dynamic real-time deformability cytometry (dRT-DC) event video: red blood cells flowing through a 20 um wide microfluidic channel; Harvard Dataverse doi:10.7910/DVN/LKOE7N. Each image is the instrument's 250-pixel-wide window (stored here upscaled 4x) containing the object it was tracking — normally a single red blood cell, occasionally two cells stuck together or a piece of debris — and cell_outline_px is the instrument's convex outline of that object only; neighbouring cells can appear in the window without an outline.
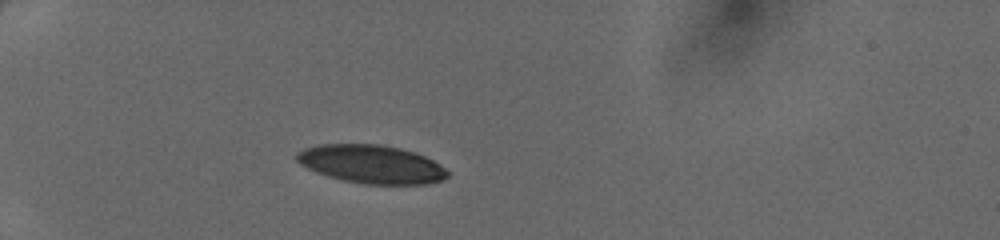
{"species": "human", "species_latin": "Homo sapiens", "temperature_condition": "cold", "stored_images_in_passage": 29, "camera_frame_rate_fps": 3000, "um_per_image_px": 0.085, "donor": {"sex": "female"}, "frame": {"image": 1, "passage_image": 1, "time_ms": 0.0, "image_size_px": [1000, 240], "cell_outline_px": [[448, 176], [444, 180], [428, 184], [364, 184], [344, 180], [328, 176], [316, 172], [300, 164], [296, 160], [296, 152], [304, 148], [320, 144], [380, 144], [400, 148], [416, 152], [440, 164], [448, 172]], "centroid_in_image_um": [31.57, 13.95], "position_along_channel_um": 53.4, "area_um2": 33.81}}
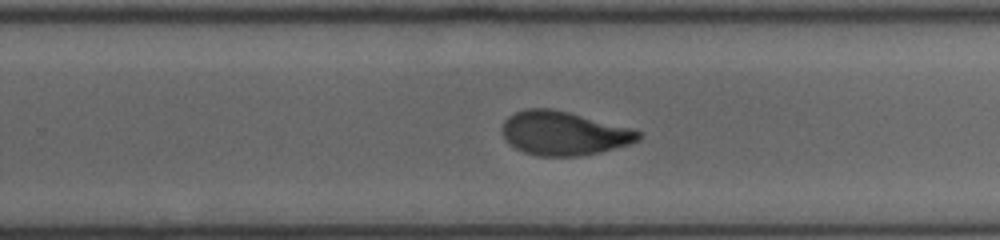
{"frame": {"image": 2, "passage_image": 16, "time_ms": 5.0, "image_size_px": [1000, 240], "cell_outline_px": [[644, 136], [640, 140], [632, 144], [600, 152], [580, 156], [536, 156], [524, 152], [508, 144], [504, 140], [504, 120], [508, 116], [516, 112], [528, 108], [552, 108], [632, 128], [640, 132]], "centroid_in_image_um": [47.95, 11.34], "position_along_channel_um": 281.8, "area_um2": 34.97}}
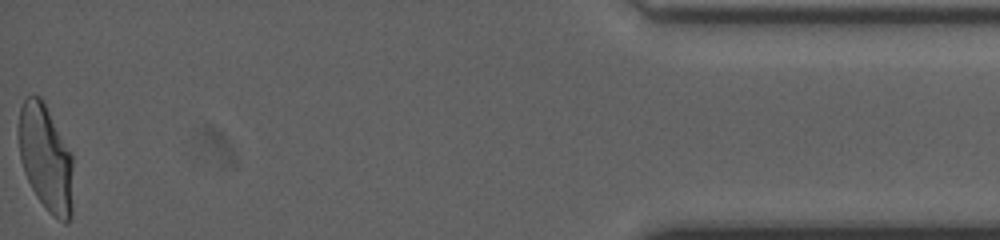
{"frame": {"image": 3, "passage_image": 29, "time_ms": 9.333, "image_size_px": [1000, 240], "cell_outline_px": [[72, 216], [64, 224], [52, 216], [48, 212], [36, 196], [24, 172], [20, 160], [16, 132], [16, 128], [20, 108], [24, 100], [28, 96], [40, 96], [44, 100], [72, 156]], "centroid_in_image_um": [3.85, 13.42], "position_along_channel_um": 431.3, "area_um2": 34.33}}